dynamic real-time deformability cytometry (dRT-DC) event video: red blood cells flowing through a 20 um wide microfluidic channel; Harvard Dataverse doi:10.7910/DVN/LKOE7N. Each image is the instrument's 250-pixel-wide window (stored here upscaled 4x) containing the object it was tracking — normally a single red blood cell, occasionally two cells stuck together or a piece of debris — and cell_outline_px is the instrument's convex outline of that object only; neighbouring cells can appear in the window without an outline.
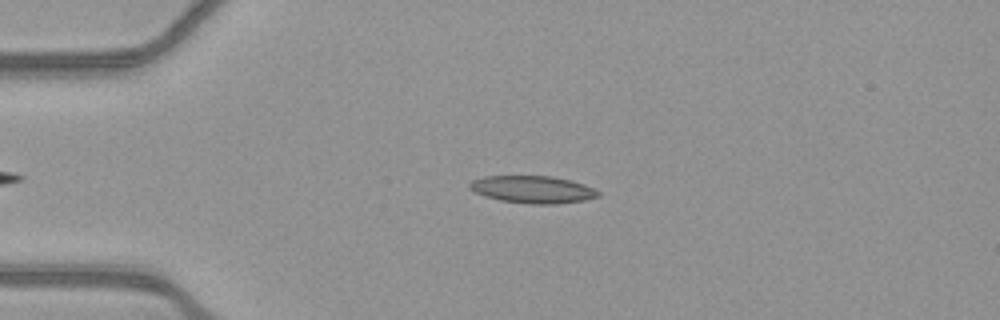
{"species": "common noctule bat (a hibernating species)", "species_latin": "Nyctalus noctula", "temperature_condition": "warm", "stored_images_in_passage": 38, "camera_frame_rate_fps": 3000, "um_per_image_px": 0.085, "animal": {"sex": "female", "body_mass_g": 21.9}, "frame": {"image": 1, "passage_image": 3, "time_ms": 0.667, "image_size_px": [1000, 320], "cell_outline_px": [[600, 196], [584, 200], [556, 204], [532, 204], [500, 200], [476, 192], [468, 188], [468, 184], [472, 180], [484, 176], [552, 176], [584, 184], [600, 192]], "centroid_in_image_um": [45.28, 16.1], "position_along_channel_um": 39.7, "area_um2": 20.29}}
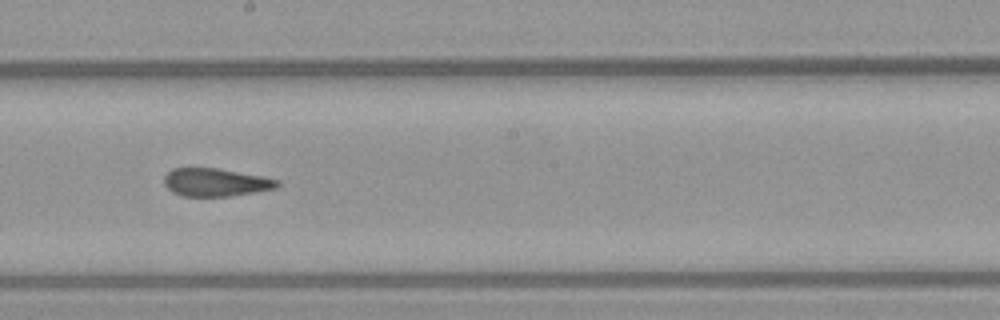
{"frame": {"image": 2, "passage_image": 20, "time_ms": 6.333, "image_size_px": [1000, 320], "cell_outline_px": [[280, 184], [276, 188], [228, 196], [180, 196], [172, 192], [164, 184], [164, 176], [172, 168], [216, 168], [260, 176], [280, 180]], "centroid_in_image_um": [18.29, 15.5], "position_along_channel_um": 229.9, "area_um2": 18.26}}
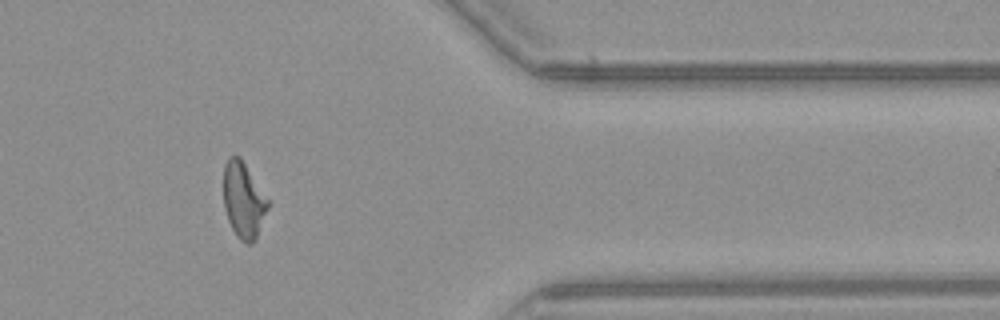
{"frame": {"image": 3, "passage_image": 34, "time_ms": 11.0, "image_size_px": [1000, 320], "cell_outline_px": [[268, 208], [256, 236], [252, 244], [244, 244], [236, 236], [228, 220], [224, 208], [224, 164], [228, 156], [240, 156], [268, 200]], "centroid_in_image_um": [20.67, 17.01], "position_along_channel_um": 390.7, "area_um2": 19.36}, "authors_computed_cell_mechanics": {"area_um2": 19.8254, "velocity_mm_per_s": 3.897, "shape_relaxation_time_tau1_ms": null, "shape_relaxation_time_tau2_ms": 2.3199, "deformation_change_tau1": null, "deformation_change_tau2": 0.1099}}